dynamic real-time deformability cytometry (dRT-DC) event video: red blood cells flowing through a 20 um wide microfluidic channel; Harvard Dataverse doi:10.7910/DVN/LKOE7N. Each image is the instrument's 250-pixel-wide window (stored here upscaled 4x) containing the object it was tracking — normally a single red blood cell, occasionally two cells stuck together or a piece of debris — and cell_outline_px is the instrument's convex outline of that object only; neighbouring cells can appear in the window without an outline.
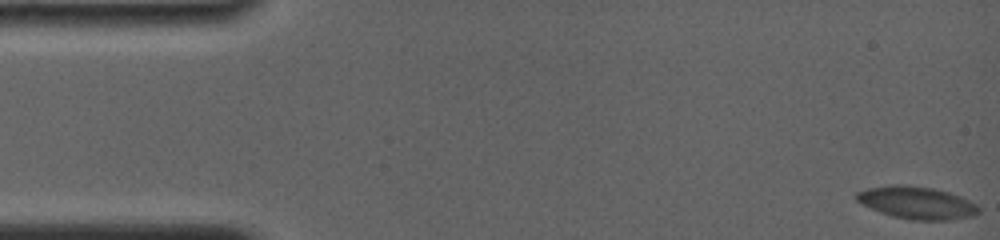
{"species": "common noctule bat (a hibernating species)", "species_latin": "Nyctalus noctula", "temperature_condition": "room temperature", "stored_images_in_passage": 6, "camera_frame_rate_fps": 4000, "um_per_image_px": 0.085, "animal": {"sex": "female", "body_mass_g": 19.0, "forearm_length_mm": 56.7}, "frame": {"image": 1, "passage_image": 1, "time_ms": 0.0, "image_size_px": [1000, 240], "cell_outline_px": [[980, 212], [972, 216], [948, 220], [912, 220], [892, 216], [880, 212], [856, 200], [856, 192], [868, 188], [888, 184], [904, 184], [932, 188], [948, 192], [960, 196], [976, 204], [980, 208]], "centroid_in_image_um": [77.93, 17.22], "position_along_channel_um": 7.1, "area_um2": 23.06}}